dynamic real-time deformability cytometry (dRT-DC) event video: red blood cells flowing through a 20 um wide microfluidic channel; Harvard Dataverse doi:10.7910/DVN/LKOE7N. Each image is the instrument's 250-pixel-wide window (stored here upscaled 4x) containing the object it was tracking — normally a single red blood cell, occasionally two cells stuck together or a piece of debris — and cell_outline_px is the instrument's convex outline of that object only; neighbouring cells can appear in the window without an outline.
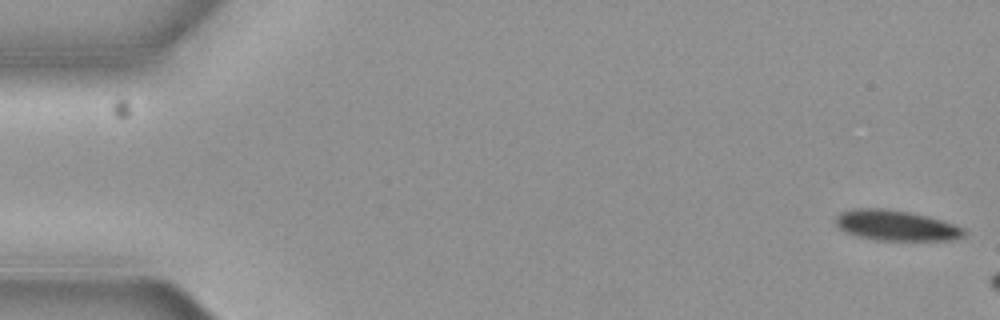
{"species": "common noctule bat (a hibernating species)", "species_latin": "Nyctalus noctula", "temperature_condition": "cold", "stored_images_in_passage": 4, "camera_frame_rate_fps": 3000, "um_per_image_px": 0.085, "animal": {"sex": "female", "body_mass_g": 19.3, "forearm_length_mm": 54.1}, "frame": {"image": 1, "passage_image": 1, "time_ms": 0.0, "image_size_px": [1000, 320], "cell_outline_px": [[968, 232], [964, 236], [952, 240], [876, 240], [856, 236], [844, 232], [836, 228], [836, 216], [840, 212], [856, 208], [880, 208], [908, 212], [940, 220], [964, 228]], "centroid_in_image_um": [76.11, 19.17], "position_along_channel_um": 8.9, "area_um2": 22.72}}